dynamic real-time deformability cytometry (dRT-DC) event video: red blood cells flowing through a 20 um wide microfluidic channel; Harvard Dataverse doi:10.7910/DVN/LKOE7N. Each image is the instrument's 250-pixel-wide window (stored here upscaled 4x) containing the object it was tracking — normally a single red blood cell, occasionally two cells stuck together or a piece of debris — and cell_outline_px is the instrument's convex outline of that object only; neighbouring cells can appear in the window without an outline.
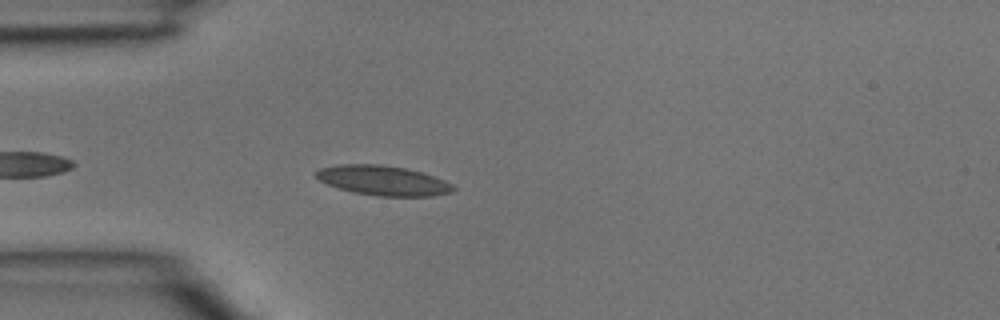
{"species": "common noctule bat (a hibernating species)", "species_latin": "Nyctalus noctula", "temperature_condition": "room temperature", "stored_images_in_passage": 4, "camera_frame_rate_fps": 3000, "um_per_image_px": 0.085, "animal": {"sex": "male", "body_mass_g": 15.6}, "frame": {"image": 1, "passage_image": 4, "time_ms": 1.0, "image_size_px": [1000, 320], "cell_outline_px": [[456, 188], [452, 192], [432, 196], [376, 196], [352, 192], [328, 184], [320, 180], [316, 176], [316, 172], [320, 168], [336, 164], [380, 164], [404, 168], [420, 172], [444, 180], [452, 184]], "centroid_in_image_um": [32.56, 15.34], "position_along_channel_um": 52.4, "area_um2": 23.64}}